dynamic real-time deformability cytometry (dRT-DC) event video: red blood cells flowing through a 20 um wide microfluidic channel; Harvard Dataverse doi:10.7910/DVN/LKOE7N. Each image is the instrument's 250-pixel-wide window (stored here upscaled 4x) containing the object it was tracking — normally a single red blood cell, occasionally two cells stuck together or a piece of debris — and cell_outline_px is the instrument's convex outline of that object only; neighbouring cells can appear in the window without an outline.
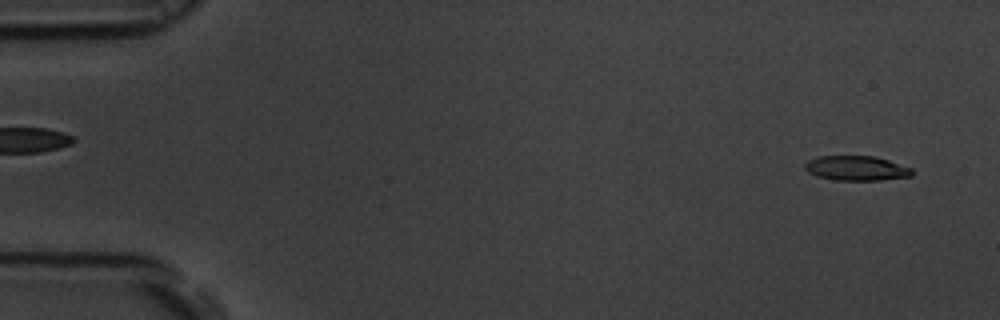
{"species": "common noctule bat (a hibernating species)", "species_latin": "Nyctalus noctula", "temperature_condition": "room temperature", "stored_images_in_passage": 52, "camera_frame_rate_fps": 3000, "um_per_image_px": 0.085, "animal": {"sex": "male", "body_mass_g": 19.5, "forearm_length_mm": 54.6}, "frame": {"image": 1, "passage_image": 3, "time_ms": 0.667, "image_size_px": [1000, 320], "cell_outline_px": [[912, 176], [880, 180], [832, 180], [816, 176], [808, 172], [804, 168], [804, 164], [808, 160], [820, 156], [876, 156], [912, 168]], "centroid_in_image_um": [72.77, 14.3], "position_along_channel_um": 12.2, "area_um2": 15.49}}
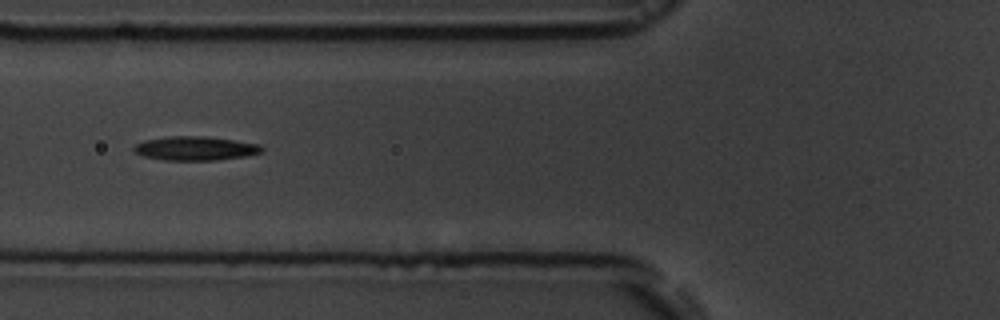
{"frame": {"image": 2, "passage_image": 21, "time_ms": 6.667, "image_size_px": [1000, 320], "cell_outline_px": [[264, 148], [260, 152], [244, 156], [216, 160], [164, 160], [144, 156], [136, 152], [132, 148], [136, 144], [144, 140], [172, 136], [204, 136], [260, 144]], "centroid_in_image_um": [16.59, 12.61], "position_along_channel_um": 109.2, "area_um2": 17.63}}
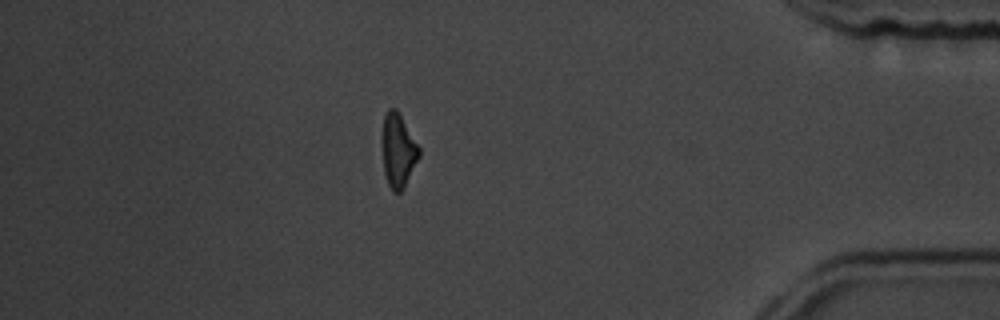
{"frame": {"image": 3, "passage_image": 48, "time_ms": 15.667, "image_size_px": [1000, 320], "cell_outline_px": [[420, 156], [404, 188], [400, 192], [392, 192], [388, 184], [384, 172], [380, 140], [384, 116], [388, 108], [396, 108], [420, 148]], "centroid_in_image_um": [33.81, 12.79], "position_along_channel_um": 401.4, "area_um2": 16.18}, "authors_computed_cell_mechanics": {"area_um2": 16.6464, "velocity_mm_per_s": 3.6899, "shape_relaxation_time_tau1_ms": 5.3017, "shape_relaxation_time_tau2_ms": null, "deformation_change_tau1": 0.1581, "deformation_change_tau2": null}}